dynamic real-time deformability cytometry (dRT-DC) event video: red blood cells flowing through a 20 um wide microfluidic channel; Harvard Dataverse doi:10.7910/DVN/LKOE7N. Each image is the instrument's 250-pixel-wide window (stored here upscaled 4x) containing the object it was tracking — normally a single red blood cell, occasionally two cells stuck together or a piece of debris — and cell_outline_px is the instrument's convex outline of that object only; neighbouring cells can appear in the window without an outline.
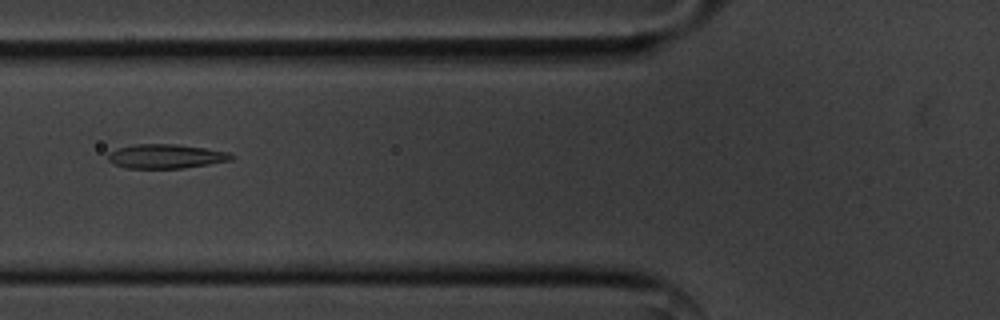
{"species": "common noctule bat (a hibernating species)", "species_latin": "Nyctalus noctula", "temperature_condition": "cold", "stored_images_in_passage": 39, "camera_frame_rate_fps": 3000, "um_per_image_px": 0.085, "animal": {"sex": "male", "body_mass_g": 20.1, "forearm_length_mm": 53.5}, "frame": {"image": 1, "passage_image": 4, "time_ms": 1.0, "image_size_px": [1000, 320], "cell_outline_px": [[236, 156], [232, 160], [208, 164], [180, 168], [128, 168], [116, 164], [108, 160], [108, 152], [116, 148], [136, 144], [176, 144], [204, 148], [228, 152]], "centroid_in_image_um": [14.1, 13.28], "position_along_channel_um": 111.7, "area_um2": 17.28}}
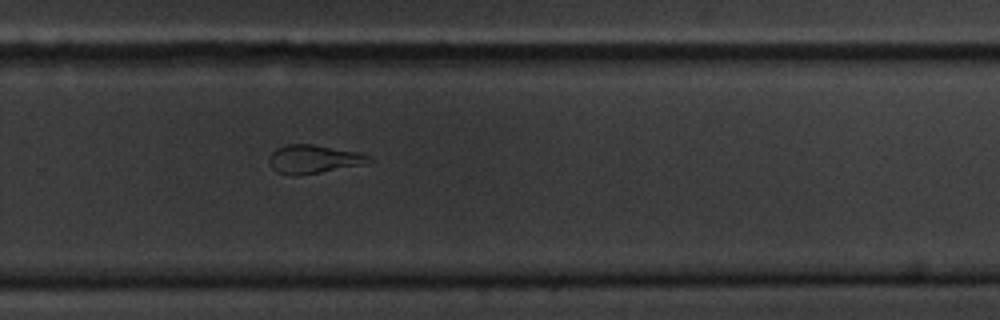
{"frame": {"image": 2, "passage_image": 20, "time_ms": 6.333, "image_size_px": [1000, 320], "cell_outline_px": [[372, 160], [364, 164], [320, 172], [296, 176], [292, 176], [276, 172], [268, 164], [268, 156], [276, 148], [288, 144], [312, 144], [356, 152], [368, 156]], "centroid_in_image_um": [26.56, 13.53], "position_along_channel_um": 303.2, "area_um2": 16.47}}
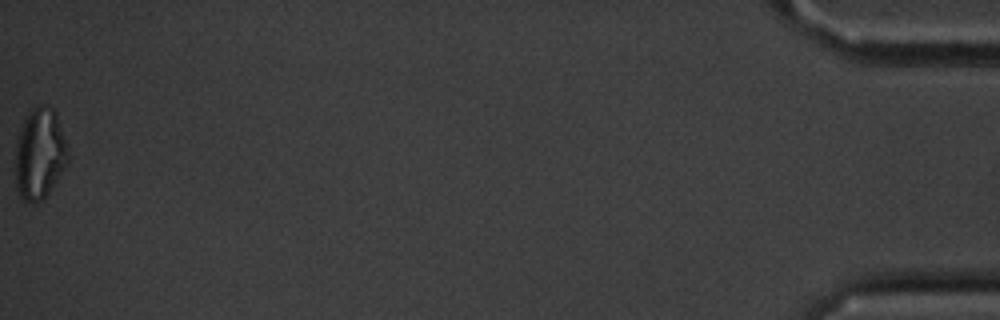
{"frame": {"image": 3, "passage_image": 39, "time_ms": 12.667, "image_size_px": [1000, 320], "cell_outline_px": [[68, 164], [48, 192], [36, 204], [32, 204], [24, 200], [20, 196], [16, 188], [16, 140], [24, 120], [28, 112], [40, 104], [44, 104], [52, 108], [56, 116], [68, 152]], "centroid_in_image_um": [3.35, 13.1], "position_along_channel_um": 431.8, "area_um2": 27.51}}